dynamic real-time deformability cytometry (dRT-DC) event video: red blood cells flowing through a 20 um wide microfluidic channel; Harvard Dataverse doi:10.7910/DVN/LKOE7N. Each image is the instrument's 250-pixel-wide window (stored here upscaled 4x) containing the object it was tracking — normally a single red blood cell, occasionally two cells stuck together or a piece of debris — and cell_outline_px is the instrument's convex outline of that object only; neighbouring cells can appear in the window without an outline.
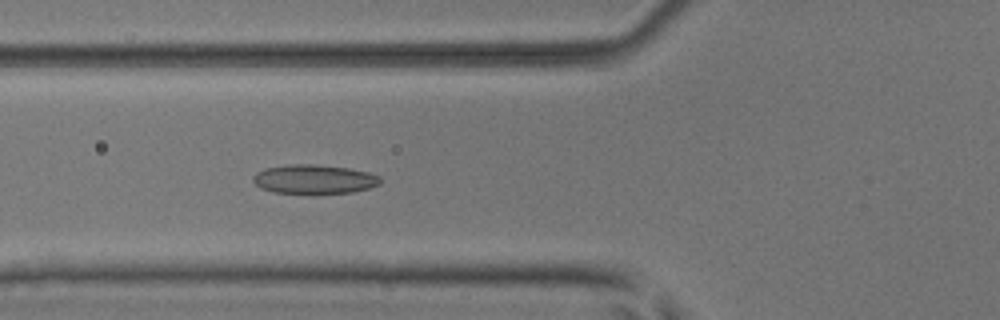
{"species": "common noctule bat (a hibernating species)", "species_latin": "Nyctalus noctula", "temperature_condition": "room temperature", "stored_images_in_passage": 52, "camera_frame_rate_fps": 3000, "um_per_image_px": 0.085, "animal": {"sex": "male", "body_mass_g": 17.9, "forearm_length_mm": 54.2}, "frame": {"image": 1, "passage_image": 20, "time_ms": 6.333, "image_size_px": [1000, 320], "cell_outline_px": [[380, 184], [368, 188], [352, 192], [276, 192], [260, 188], [252, 180], [252, 176], [256, 172], [264, 168], [288, 164], [312, 164], [348, 168], [368, 172], [380, 176]], "centroid_in_image_um": [26.67, 15.2], "position_along_channel_um": 99.1, "area_um2": 21.21}}
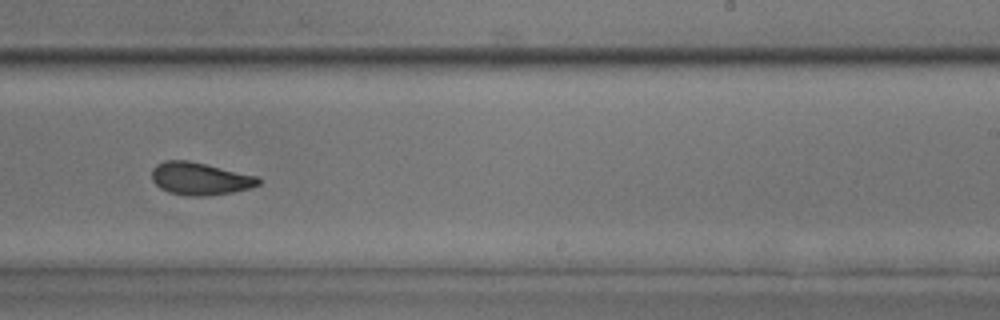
{"frame": {"image": 2, "passage_image": 33, "time_ms": 10.667, "image_size_px": [1000, 320], "cell_outline_px": [[260, 184], [248, 188], [232, 192], [204, 196], [188, 196], [168, 192], [160, 188], [152, 180], [152, 168], [156, 164], [164, 160], [188, 160], [260, 176]], "centroid_in_image_um": [16.99, 15.18], "position_along_channel_um": 272.0, "area_um2": 20.35}}
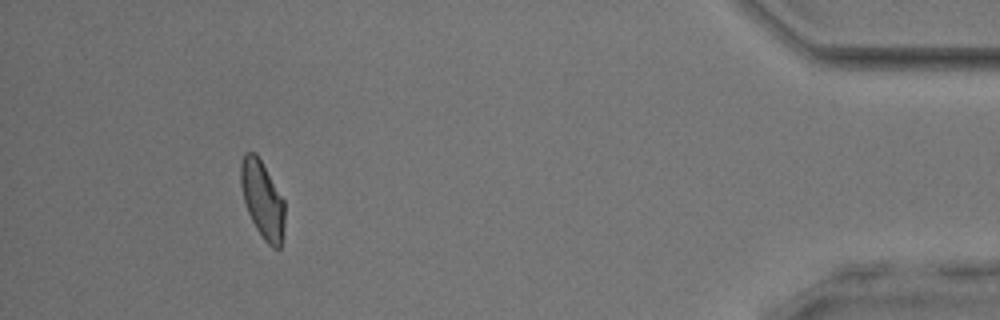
{"frame": {"image": 3, "passage_image": 48, "time_ms": 15.667, "image_size_px": [1000, 320], "cell_outline_px": [[284, 228], [280, 248], [272, 248], [264, 240], [256, 228], [248, 212], [244, 200], [240, 184], [240, 164], [244, 152], [256, 152], [284, 200]], "centroid_in_image_um": [22.3, 16.95], "position_along_channel_um": 412.9, "area_um2": 19.71}, "authors_computed_cell_mechanics": {"area_um2": 20.6057, "velocity_mm_per_s": 4.0001, "shape_relaxation_time_tau1_ms": 7.4825, "shape_relaxation_time_tau2_ms": 2.4175, "deformation_change_tau1": 0.1733, "deformation_change_tau2": 0.0875}}